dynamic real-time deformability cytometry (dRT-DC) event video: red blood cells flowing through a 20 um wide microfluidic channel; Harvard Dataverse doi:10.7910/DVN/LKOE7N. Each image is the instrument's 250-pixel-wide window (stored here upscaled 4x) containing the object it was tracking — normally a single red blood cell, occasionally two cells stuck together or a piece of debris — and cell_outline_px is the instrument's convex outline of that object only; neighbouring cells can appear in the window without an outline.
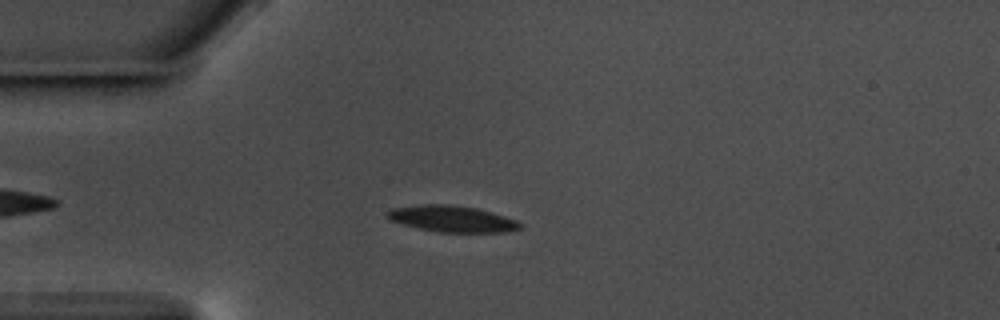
{"species": "common noctule bat (a hibernating species)", "species_latin": "Nyctalus noctula", "temperature_condition": "warm", "stored_images_in_passage": 50, "camera_frame_rate_fps": 3000, "um_per_image_px": 0.085, "animal": {"sex": "male", "body_mass_g": 17.5, "forearm_length_mm": 52.3}, "frame": {"image": 1, "passage_image": 8, "time_ms": 2.333, "image_size_px": [1000, 320], "cell_outline_px": [[524, 224], [520, 228], [508, 232], [440, 232], [400, 224], [388, 220], [384, 216], [384, 212], [392, 208], [420, 204], [448, 204], [476, 208], [492, 212], [516, 220]], "centroid_in_image_um": [38.37, 18.59], "position_along_channel_um": 46.6, "area_um2": 20.58}}
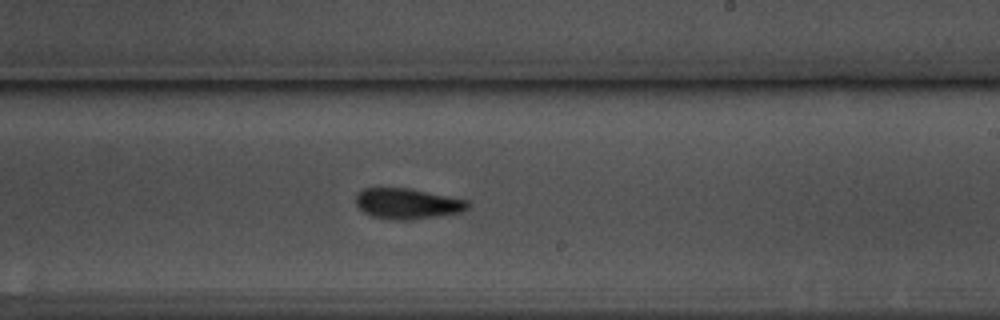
{"frame": {"image": 2, "passage_image": 27, "time_ms": 8.667, "image_size_px": [1000, 320], "cell_outline_px": [[468, 208], [464, 212], [412, 220], [392, 220], [372, 216], [356, 208], [356, 192], [364, 188], [408, 188], [468, 200]], "centroid_in_image_um": [34.6, 17.32], "position_along_channel_um": 254.4, "area_um2": 20.17}}
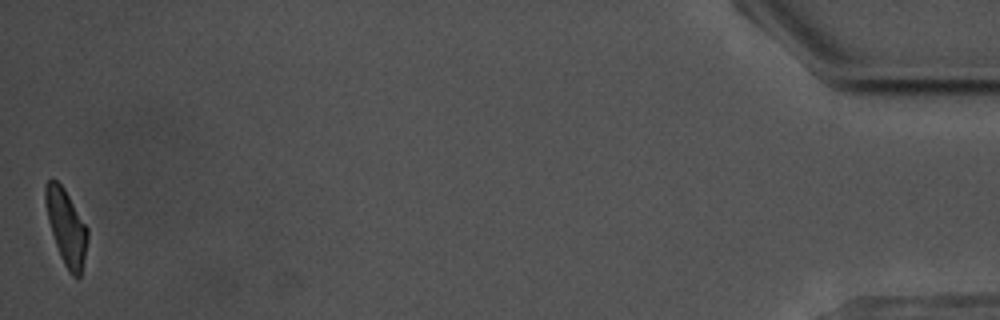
{"frame": {"image": 3, "passage_image": 50, "time_ms": 16.333, "image_size_px": [1000, 320], "cell_outline_px": [[88, 236], [80, 276], [72, 276], [68, 272], [60, 256], [48, 220], [44, 200], [44, 184], [48, 180], [56, 180], [64, 188], [88, 228]], "centroid_in_image_um": [5.61, 19.27], "position_along_channel_um": 429.6, "area_um2": 18.26}, "authors_computed_cell_mechanics": {"area_um2": 20.0277, "velocity_mm_per_s": 3.5452, "shape_relaxation_time_tau1_ms": 3.2071, "shape_relaxation_time_tau2_ms": 3.6262, "deformation_change_tau1": 0.1262, "deformation_change_tau2": 0.0983}}